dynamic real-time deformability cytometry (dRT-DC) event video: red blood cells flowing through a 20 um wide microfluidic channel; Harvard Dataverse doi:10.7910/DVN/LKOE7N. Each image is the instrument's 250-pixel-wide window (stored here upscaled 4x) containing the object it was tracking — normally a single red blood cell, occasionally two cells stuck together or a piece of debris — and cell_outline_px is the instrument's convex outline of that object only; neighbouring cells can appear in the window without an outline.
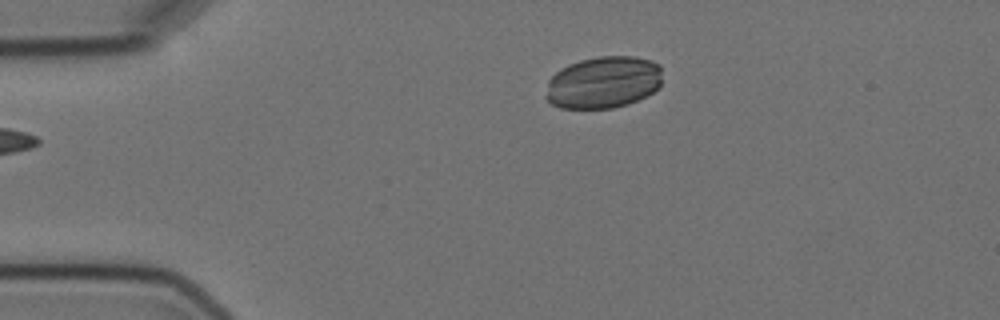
{"species": "Egyptian fruit bat (a non-hibernating species)", "species_latin": "Rousettus aegyptiacus", "temperature_condition": "cold", "stored_images_in_passage": 8, "camera_frame_rate_fps": 3000, "um_per_image_px": 0.085, "animal": {"sex": "female"}, "frame": {"image": 1, "passage_image": 1, "time_ms": 0.0, "image_size_px": [1000, 320], "cell_outline_px": [[660, 88], [628, 104], [612, 108], [560, 108], [552, 104], [544, 96], [548, 80], [560, 68], [568, 64], [580, 60], [600, 56], [636, 56], [652, 60], [660, 64]], "centroid_in_image_um": [51.26, 6.99], "position_along_channel_um": 33.7, "area_um2": 35.55}}